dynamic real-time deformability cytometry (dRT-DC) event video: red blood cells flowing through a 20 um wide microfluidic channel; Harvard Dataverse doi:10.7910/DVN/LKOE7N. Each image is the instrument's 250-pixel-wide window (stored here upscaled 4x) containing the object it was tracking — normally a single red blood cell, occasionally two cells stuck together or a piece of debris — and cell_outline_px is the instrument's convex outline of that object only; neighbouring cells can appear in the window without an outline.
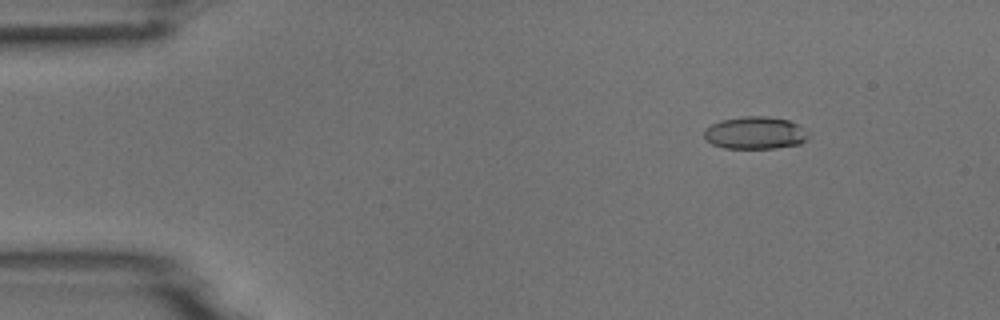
{"species": "common noctule bat (a hibernating species)", "species_latin": "Nyctalus noctula", "temperature_condition": "room temperature", "stored_images_in_passage": 4, "camera_frame_rate_fps": 3000, "um_per_image_px": 0.085, "animal": {"sex": "male", "body_mass_g": 18.8}, "frame": {"image": 1, "passage_image": 2, "time_ms": 1.0, "image_size_px": [1000, 320], "cell_outline_px": [[808, 140], [800, 144], [776, 148], [724, 148], [712, 144], [704, 140], [704, 128], [720, 120], [744, 116], [768, 116], [788, 120], [796, 124], [808, 136]], "centroid_in_image_um": [64.13, 11.3], "position_along_channel_um": 20.9, "area_um2": 19.71}}